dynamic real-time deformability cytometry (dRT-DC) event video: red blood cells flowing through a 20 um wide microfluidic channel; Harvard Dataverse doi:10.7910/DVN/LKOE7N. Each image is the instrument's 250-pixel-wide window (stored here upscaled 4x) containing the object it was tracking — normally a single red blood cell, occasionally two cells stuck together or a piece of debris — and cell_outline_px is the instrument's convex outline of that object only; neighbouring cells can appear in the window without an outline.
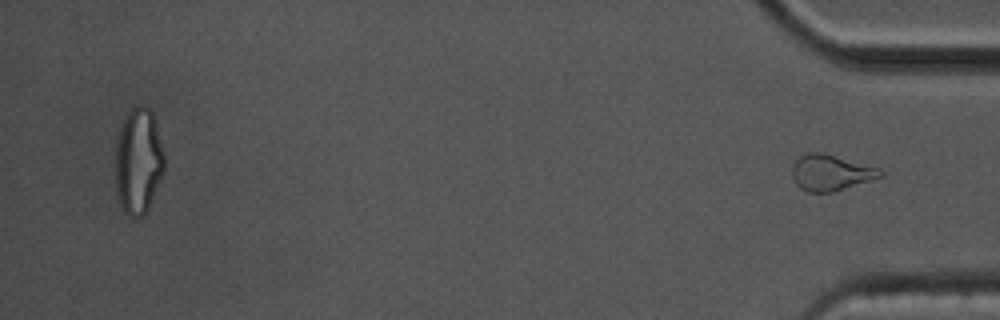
{"species": "common noctule bat (a hibernating species)", "species_latin": "Nyctalus noctula", "temperature_condition": "cold", "stored_images_in_passage": 41, "segment_of_instrument_passage": [2, 2], "camera_frame_rate_fps": 3000, "um_per_image_px": 0.085, "animal": {"sex": "male", "body_mass_g": 17.5, "forearm_length_mm": 52.3}, "frame": {"image": 1, "passage_image": 41, "time_ms": 13.333, "image_size_px": [1000, 320], "cell_outline_px": [[884, 176], [872, 180], [832, 192], [808, 192], [800, 188], [796, 184], [792, 176], [792, 168], [796, 160], [800, 156], [808, 152], [824, 152], [880, 168], [884, 172]], "centroid_in_image_um": [70.63, 14.66], "position_along_channel_um": 364.6, "area_um2": 18.61}}